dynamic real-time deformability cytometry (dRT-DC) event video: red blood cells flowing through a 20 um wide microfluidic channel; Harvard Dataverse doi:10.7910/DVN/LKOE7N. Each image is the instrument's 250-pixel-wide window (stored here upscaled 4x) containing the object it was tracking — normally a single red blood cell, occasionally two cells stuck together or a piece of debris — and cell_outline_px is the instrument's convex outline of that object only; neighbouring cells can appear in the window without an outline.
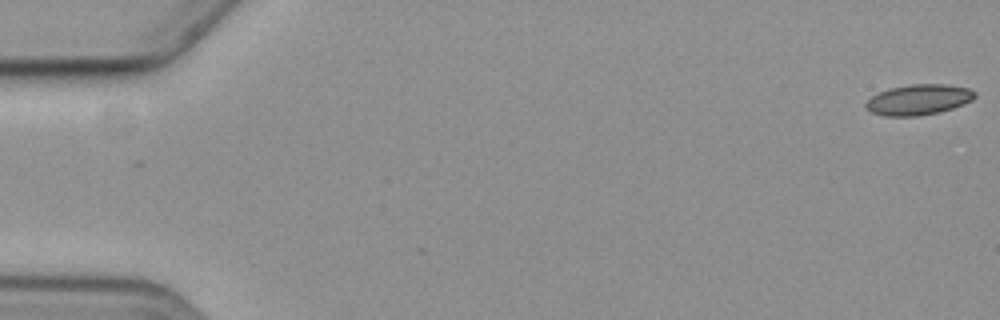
{"species": "common noctule bat (a hibernating species)", "species_latin": "Nyctalus noctula", "temperature_condition": "cold", "stored_images_in_passage": 4, "camera_frame_rate_fps": 3000, "um_per_image_px": 0.085, "animal": {"sex": "female", "body_mass_g": 19.3, "forearm_length_mm": 54.1}, "frame": {"image": 1, "passage_image": 1, "time_ms": 0.0, "image_size_px": [1000, 320], "cell_outline_px": [[976, 96], [972, 100], [964, 104], [940, 112], [916, 116], [884, 116], [872, 112], [864, 104], [872, 96], [888, 88], [912, 84], [948, 84], [968, 88], [976, 92]], "centroid_in_image_um": [78.1, 8.46], "position_along_channel_um": 6.9, "area_um2": 19.36}}